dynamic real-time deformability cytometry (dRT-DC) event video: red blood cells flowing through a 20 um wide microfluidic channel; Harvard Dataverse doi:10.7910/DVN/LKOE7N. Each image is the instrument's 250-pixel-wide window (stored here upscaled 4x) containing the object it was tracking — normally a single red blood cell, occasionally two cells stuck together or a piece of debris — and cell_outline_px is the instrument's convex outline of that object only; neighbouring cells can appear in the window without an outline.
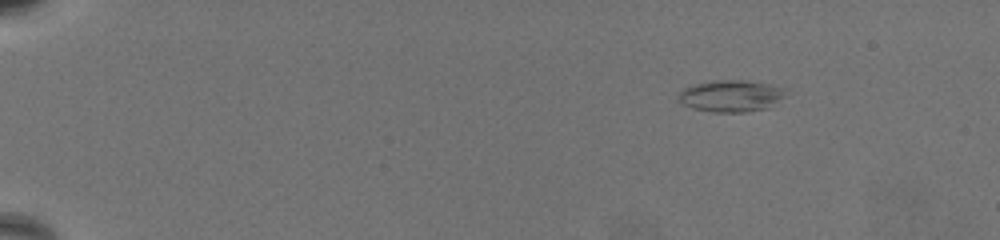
{"species": "common noctule bat (a hibernating species)", "species_latin": "Nyctalus noctula", "temperature_condition": "warm", "stored_images_in_passage": 59, "camera_frame_rate_fps": 3000, "um_per_image_px": 0.085, "animal": {"sex": "female", "body_mass_g": 19.5, "forearm_length_mm": 54.1}, "frame": {"image": 1, "passage_image": 1, "time_ms": 0.0, "image_size_px": [1000, 240], "cell_outline_px": [[788, 88], [784, 96], [768, 108], [744, 112], [712, 112], [692, 108], [676, 100], [676, 96], [684, 88], [692, 84], [712, 80], [744, 80], [768, 84]], "centroid_in_image_um": [62.1, 8.14], "position_along_channel_um": 22.9, "area_um2": 20.06}}
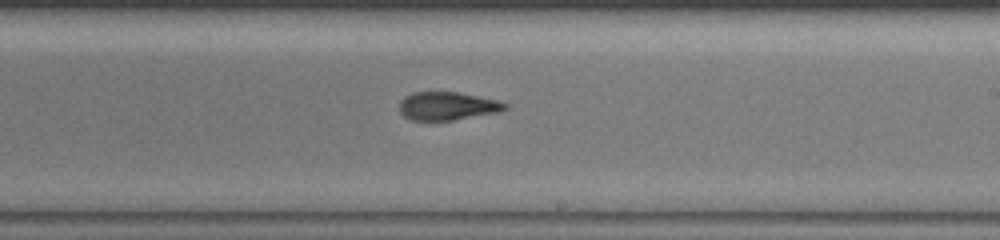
{"frame": {"image": 2, "passage_image": 35, "time_ms": 11.333, "image_size_px": [1000, 240], "cell_outline_px": [[508, 108], [500, 112], [452, 120], [412, 120], [404, 116], [400, 112], [400, 100], [404, 96], [412, 92], [456, 92], [496, 100], [508, 104]], "centroid_in_image_um": [38.02, 9.01], "position_along_channel_um": 251.0, "area_um2": 17.28}}
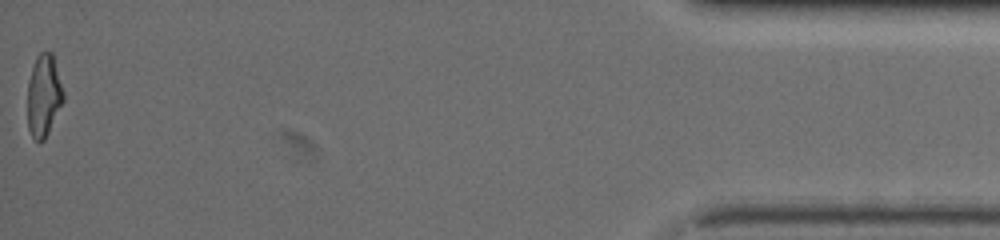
{"frame": {"image": 3, "passage_image": 59, "time_ms": 19.333, "image_size_px": [1000, 240], "cell_outline_px": [[64, 100], [44, 140], [36, 140], [32, 136], [28, 128], [28, 80], [36, 56], [40, 52], [52, 52], [64, 92]], "centroid_in_image_um": [3.72, 8.1], "position_along_channel_um": 431.5, "area_um2": 16.99}, "authors_computed_cell_mechanics": {"area_um2": 17.918, "velocity_mm_per_s": 3.2424, "shape_relaxation_time_tau1_ms": 7.3507, "shape_relaxation_time_tau2_ms": 1.6098, "deformation_change_tau1": 0.2201, "deformation_change_tau2": 0.0744}}